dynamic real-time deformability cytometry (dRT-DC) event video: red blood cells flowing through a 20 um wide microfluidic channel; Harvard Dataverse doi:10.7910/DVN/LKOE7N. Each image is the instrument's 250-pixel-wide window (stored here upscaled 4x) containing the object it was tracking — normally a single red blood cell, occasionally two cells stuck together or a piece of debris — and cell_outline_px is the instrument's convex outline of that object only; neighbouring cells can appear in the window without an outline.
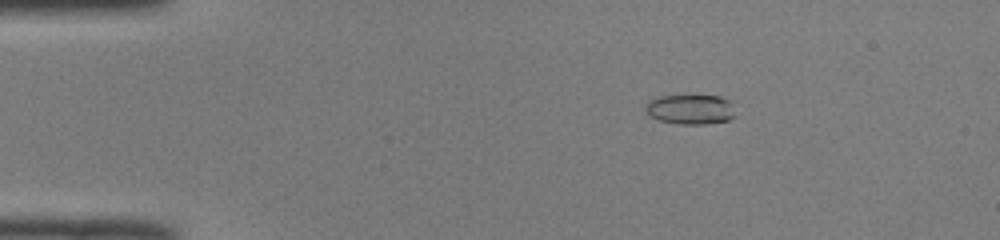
{"species": "common noctule bat (a hibernating species)", "species_latin": "Nyctalus noctula", "temperature_condition": "room temperature", "stored_images_in_passage": 51, "camera_frame_rate_fps": 3000, "um_per_image_px": 0.085, "animal": {"sex": "male", "body_mass_g": 19.0, "forearm_length_mm": 50.8}, "frame": {"image": 1, "passage_image": 9, "time_ms": 2.667, "image_size_px": [1000, 240], "cell_outline_px": [[736, 116], [728, 120], [708, 124], [680, 124], [660, 120], [652, 116], [644, 108], [644, 104], [648, 100], [660, 96], [720, 96], [732, 100]], "centroid_in_image_um": [58.74, 9.29], "position_along_channel_um": 26.3, "area_um2": 15.78}}
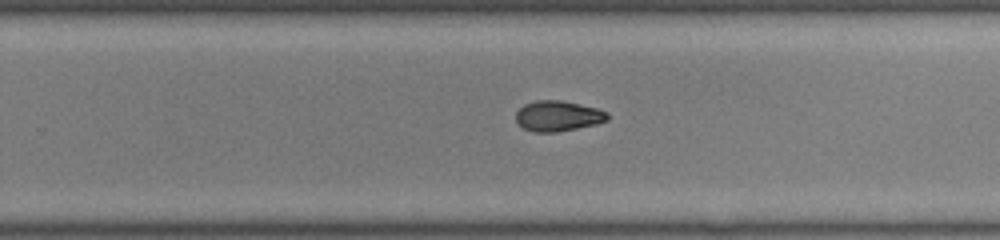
{"frame": {"image": 2, "passage_image": 33, "time_ms": 10.667, "image_size_px": [1000, 240], "cell_outline_px": [[608, 120], [596, 124], [556, 132], [532, 132], [524, 128], [516, 120], [516, 112], [524, 104], [536, 100], [560, 100], [596, 108], [608, 112]], "centroid_in_image_um": [47.41, 9.86], "position_along_channel_um": 282.4, "area_um2": 16.13}}
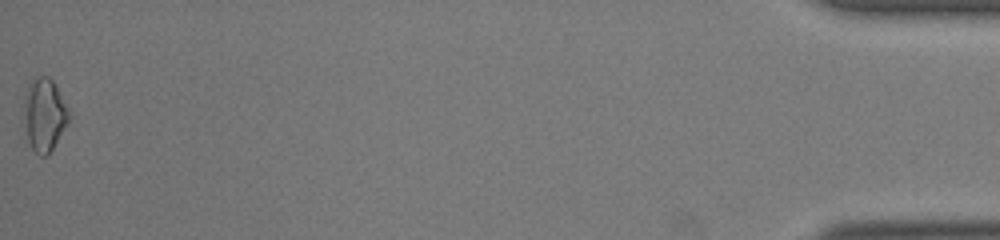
{"frame": {"image": 3, "passage_image": 51, "time_ms": 16.667, "image_size_px": [1000, 240], "cell_outline_px": [[68, 124], [48, 156], [40, 156], [32, 148], [28, 140], [24, 104], [24, 96], [28, 84], [32, 80], [40, 76], [48, 76], [52, 80], [68, 108]], "centroid_in_image_um": [3.78, 9.76], "position_along_channel_um": 431.4, "area_um2": 18.73}, "authors_computed_cell_mechanics": {"area_um2": 16.5886, "velocity_mm_per_s": 4.0817, "shape_relaxation_time_tau1_ms": null, "shape_relaxation_time_tau2_ms": 3.9414, "deformation_change_tau1": null, "deformation_change_tau2": 0.0902}}